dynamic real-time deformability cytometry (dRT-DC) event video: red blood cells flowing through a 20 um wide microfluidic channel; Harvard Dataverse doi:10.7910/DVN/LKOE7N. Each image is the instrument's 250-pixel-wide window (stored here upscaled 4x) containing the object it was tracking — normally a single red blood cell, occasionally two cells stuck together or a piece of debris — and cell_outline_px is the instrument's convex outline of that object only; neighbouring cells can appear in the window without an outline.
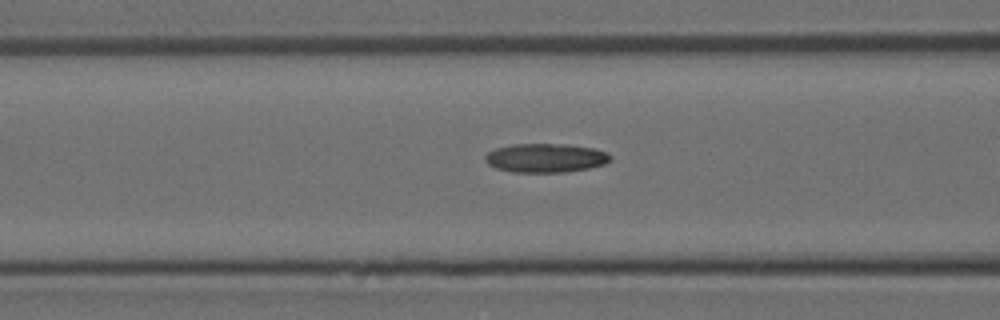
{"species": "Egyptian fruit bat (a non-hibernating species)", "species_latin": "Rousettus aegyptiacus", "temperature_condition": "room temperature", "stored_images_in_passage": 7, "camera_frame_rate_fps": 3000, "um_per_image_px": 0.085, "animal": {"sex": "female"}, "frame": {"image": 1, "passage_image": 6, "time_ms": 1.667, "image_size_px": [1000, 320], "cell_outline_px": [[612, 160], [604, 164], [588, 168], [564, 172], [512, 172], [496, 168], [488, 164], [484, 160], [484, 156], [488, 152], [496, 148], [512, 144], [564, 144], [592, 148], [608, 152], [612, 156]], "centroid_in_image_um": [46.37, 13.42], "position_along_channel_um": 120.2, "area_um2": 21.15}}